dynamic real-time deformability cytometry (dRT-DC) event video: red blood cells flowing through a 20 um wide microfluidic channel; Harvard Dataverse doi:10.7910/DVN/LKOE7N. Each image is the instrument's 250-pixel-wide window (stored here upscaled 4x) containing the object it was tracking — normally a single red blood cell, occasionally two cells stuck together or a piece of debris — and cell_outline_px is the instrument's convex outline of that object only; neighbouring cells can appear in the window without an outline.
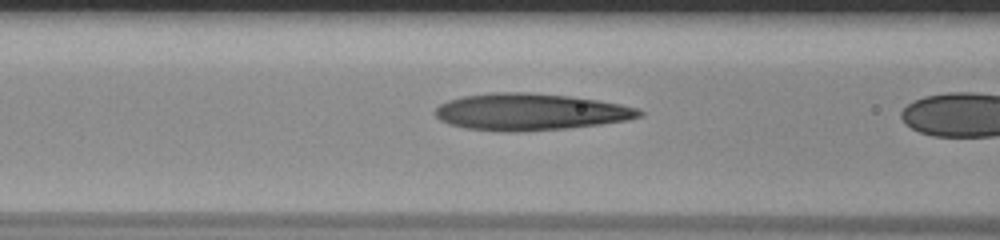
{"species": "human", "species_latin": "Homo sapiens", "temperature_condition": "room temperature", "stored_images_in_passage": 7, "camera_frame_rate_fps": 3000, "um_per_image_px": 0.085, "donor": {"sex": "male"}, "frame": {"image": 1, "passage_image": 6, "time_ms": 1.667, "image_size_px": [1000, 240], "cell_outline_px": [[644, 116], [628, 120], [600, 124], [568, 128], [520, 132], [500, 132], [464, 128], [448, 124], [440, 120], [436, 116], [436, 108], [440, 104], [448, 100], [464, 96], [492, 92], [528, 92], [568, 96], [596, 100], [620, 104], [640, 108], [644, 112]], "centroid_in_image_um": [45.08, 9.52], "position_along_channel_um": 121.5, "area_um2": 44.04}}